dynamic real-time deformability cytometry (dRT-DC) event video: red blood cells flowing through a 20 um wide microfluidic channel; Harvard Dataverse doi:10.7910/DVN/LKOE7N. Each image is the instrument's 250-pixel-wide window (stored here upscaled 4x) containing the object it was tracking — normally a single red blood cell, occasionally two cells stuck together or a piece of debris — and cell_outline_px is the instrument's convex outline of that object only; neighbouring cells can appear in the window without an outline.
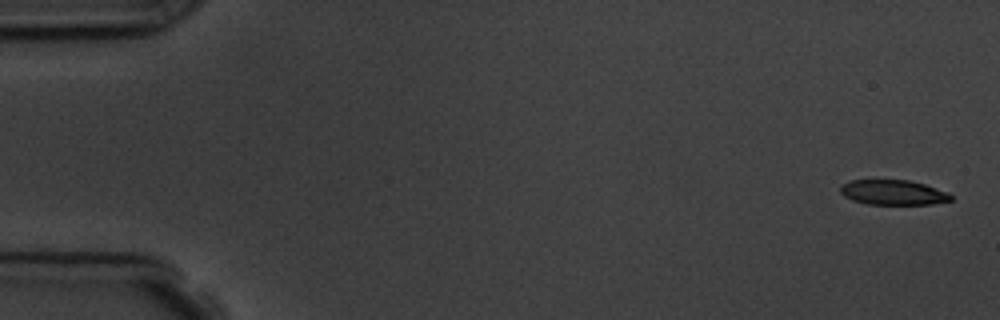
{"species": "common noctule bat (a hibernating species)", "species_latin": "Nyctalus noctula", "temperature_condition": "room temperature", "stored_images_in_passage": 5, "camera_frame_rate_fps": 3000, "um_per_image_px": 0.085, "animal": {"sex": "male", "body_mass_g": 19.5, "forearm_length_mm": 54.6}, "frame": {"image": 1, "passage_image": 1, "time_ms": 0.0, "image_size_px": [1000, 320], "cell_outline_px": [[952, 200], [932, 204], [868, 204], [852, 200], [844, 196], [840, 192], [840, 184], [852, 180], [872, 176], [908, 180], [924, 184], [948, 192], [952, 196]], "centroid_in_image_um": [75.84, 16.3], "position_along_channel_um": 9.2, "area_um2": 16.88}}
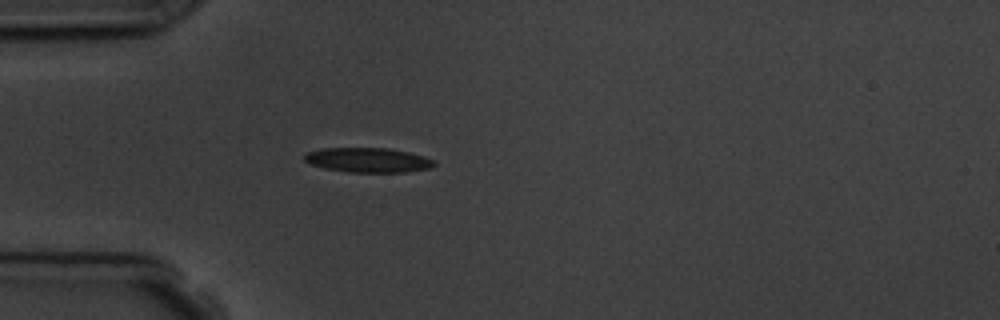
{"frame": {"image": 2, "passage_image": 5, "time_ms": 4.667, "image_size_px": [1000, 320], "cell_outline_px": [[436, 164], [428, 168], [408, 172], [348, 172], [324, 168], [308, 164], [304, 160], [304, 156], [308, 152], [320, 148], [388, 148], [408, 152], [424, 156], [432, 160]], "centroid_in_image_um": [31.24, 13.6], "position_along_channel_um": 53.8, "area_um2": 18.61}}